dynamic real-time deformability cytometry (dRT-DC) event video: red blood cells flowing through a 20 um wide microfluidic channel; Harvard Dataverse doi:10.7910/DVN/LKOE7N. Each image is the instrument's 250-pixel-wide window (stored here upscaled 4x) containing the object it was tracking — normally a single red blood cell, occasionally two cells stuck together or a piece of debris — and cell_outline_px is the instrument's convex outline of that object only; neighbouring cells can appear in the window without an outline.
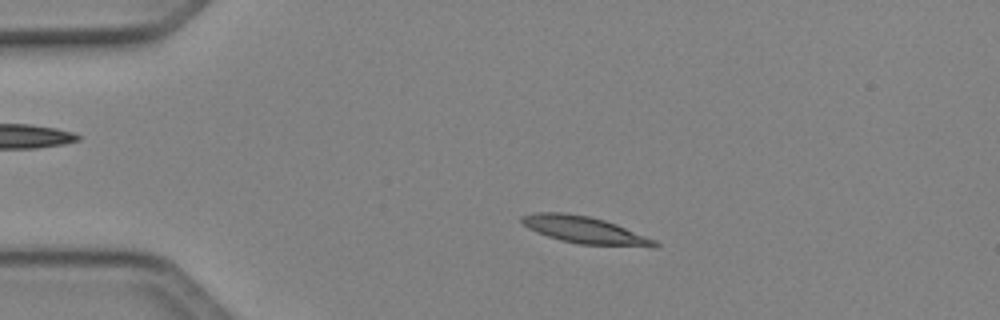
{"species": "Egyptian fruit bat (a non-hibernating species)", "species_latin": "Rousettus aegyptiacus", "temperature_condition": "cold", "stored_images_in_passage": 48, "camera_frame_rate_fps": 3000, "um_per_image_px": 0.085, "animal": {"sex": "female"}, "frame": {"image": 1, "passage_image": 9, "time_ms": 2.667, "image_size_px": [1000, 320], "cell_outline_px": [[660, 244], [656, 248], [652, 248], [580, 244], [560, 240], [536, 232], [528, 228], [520, 220], [520, 216], [532, 212], [564, 212], [588, 216], [604, 220], [616, 224], [656, 240]], "centroid_in_image_um": [49.73, 19.56], "position_along_channel_um": 35.3, "area_um2": 21.21}}
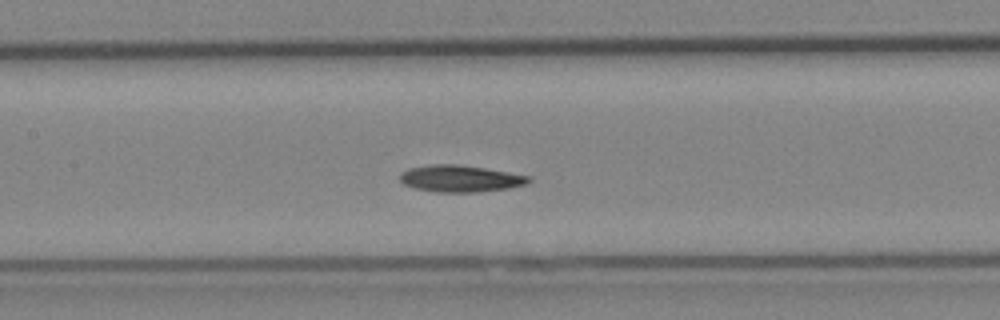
{"frame": {"image": 2, "passage_image": 22, "time_ms": 7.0, "image_size_px": [1000, 320], "cell_outline_px": [[532, 180], [524, 184], [508, 188], [476, 192], [436, 192], [416, 188], [404, 184], [400, 180], [400, 172], [408, 168], [432, 164], [456, 164], [484, 168], [532, 176]], "centroid_in_image_um": [39.11, 15.17], "position_along_channel_um": 168.3, "area_um2": 20.0}}
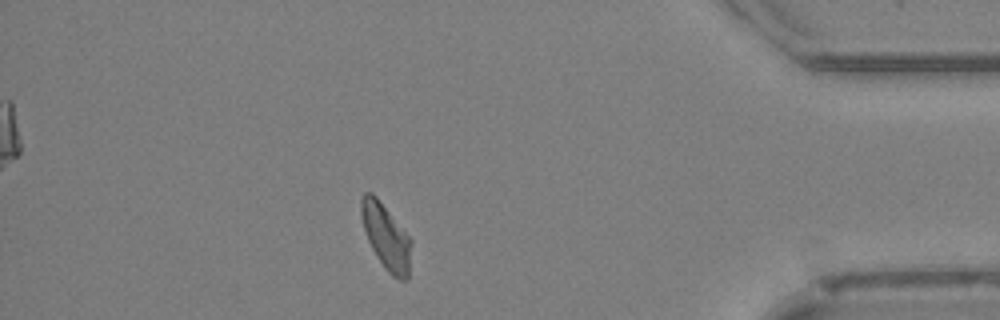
{"frame": {"image": 3, "passage_image": 42, "time_ms": 13.667, "image_size_px": [1000, 320], "cell_outline_px": [[412, 240], [408, 280], [400, 280], [392, 276], [384, 268], [376, 256], [368, 240], [364, 228], [360, 212], [360, 200], [364, 192], [372, 192], [376, 196]], "centroid_in_image_um": [32.81, 20.13], "position_along_channel_um": 402.4, "area_um2": 19.02}, "authors_computed_cell_mechanics": {"area_um2": 19.5942, "velocity_mm_per_s": 4.0866, "shape_relaxation_time_tau1_ms": 9.9178, "shape_relaxation_time_tau2_ms": null, "deformation_change_tau1": 0.2389, "deformation_change_tau2": null}}